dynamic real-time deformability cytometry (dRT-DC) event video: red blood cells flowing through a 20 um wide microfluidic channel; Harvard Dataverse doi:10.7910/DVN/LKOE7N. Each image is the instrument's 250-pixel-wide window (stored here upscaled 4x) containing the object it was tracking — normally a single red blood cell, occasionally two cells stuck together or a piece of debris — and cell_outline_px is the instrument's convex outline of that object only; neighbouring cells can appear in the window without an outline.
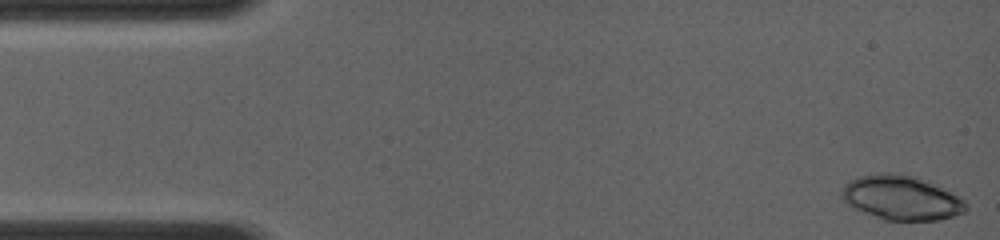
{"species": "common noctule bat (a hibernating species)", "species_latin": "Nyctalus noctula", "temperature_condition": "room temperature", "stored_images_in_passage": 11, "camera_frame_rate_fps": 4000, "um_per_image_px": 0.085, "animal": {"sex": "female", "body_mass_g": 19.0, "forearm_length_mm": 56.7}, "frame": {"image": 1, "passage_image": 1, "time_ms": 0.0, "image_size_px": [1000, 240], "cell_outline_px": [[968, 208], [964, 212], [952, 216], [936, 220], [884, 220], [852, 208], [844, 204], [840, 196], [840, 192], [844, 184], [860, 176], [876, 172], [888, 172], [916, 176], [964, 200], [968, 204]], "centroid_in_image_um": [76.53, 16.81], "position_along_channel_um": 8.5, "area_um2": 32.14}}